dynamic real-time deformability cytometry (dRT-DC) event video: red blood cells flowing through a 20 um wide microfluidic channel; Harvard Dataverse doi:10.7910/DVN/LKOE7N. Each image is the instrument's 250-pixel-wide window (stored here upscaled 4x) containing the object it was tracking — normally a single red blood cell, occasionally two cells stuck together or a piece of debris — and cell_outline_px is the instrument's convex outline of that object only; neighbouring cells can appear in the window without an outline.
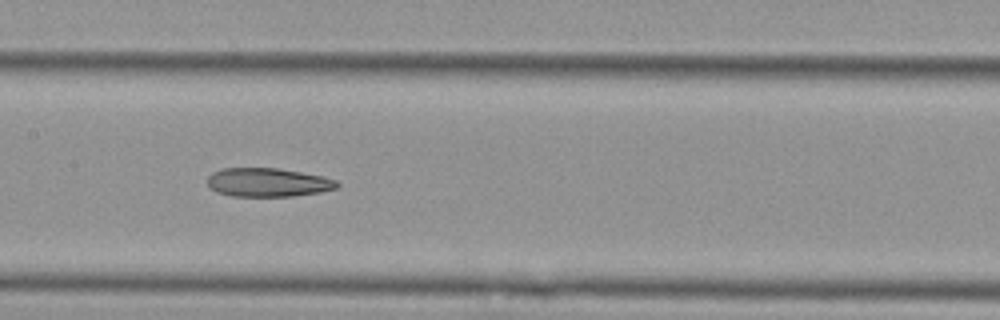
{"species": "Egyptian fruit bat (a non-hibernating species)", "species_latin": "Rousettus aegyptiacus", "temperature_condition": "cold", "stored_images_in_passage": 9, "camera_frame_rate_fps": 3000, "um_per_image_px": 0.085, "animal": {"sex": "female"}, "frame": {"image": 1, "passage_image": 6, "time_ms": 5.667, "image_size_px": [1000, 320], "cell_outline_px": [[340, 184], [336, 188], [320, 192], [292, 196], [232, 196], [216, 192], [208, 188], [208, 176], [212, 172], [220, 168], [276, 168], [324, 176], [336, 180]], "centroid_in_image_um": [22.74, 15.5], "position_along_channel_um": 184.7, "area_um2": 21.79}}
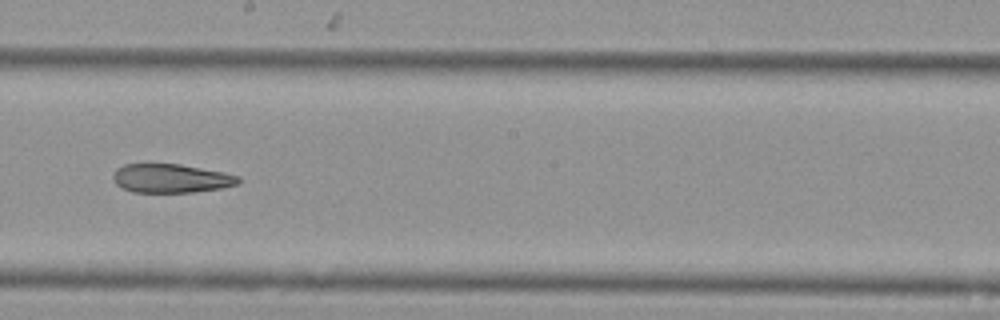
{"frame": {"image": 2, "passage_image": 7, "time_ms": 7.0, "image_size_px": [1000, 320], "cell_outline_px": [[240, 184], [220, 188], [192, 192], [132, 192], [120, 188], [112, 180], [112, 176], [116, 168], [124, 164], [180, 164], [224, 172], [240, 176]], "centroid_in_image_um": [14.51, 15.16], "position_along_channel_um": 233.7, "area_um2": 21.21}}
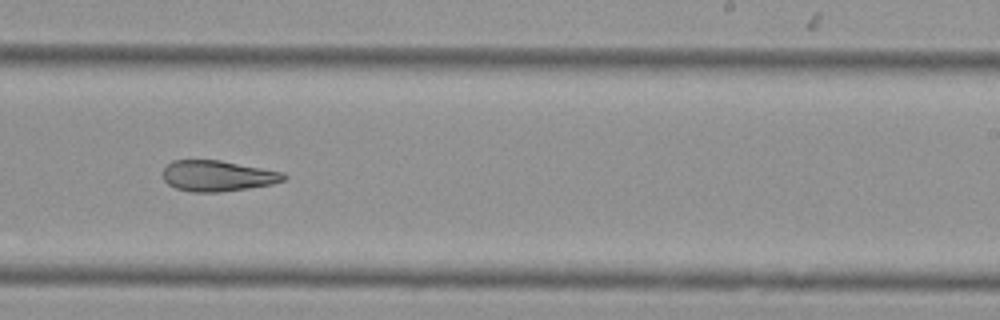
{"frame": {"image": 3, "passage_image": 8, "time_ms": 8.0, "image_size_px": [1000, 320], "cell_outline_px": [[288, 176], [284, 180], [272, 184], [248, 188], [220, 192], [192, 192], [176, 188], [168, 184], [164, 180], [164, 168], [172, 160], [220, 160], [284, 172]], "centroid_in_image_um": [18.51, 14.95], "position_along_channel_um": 270.5, "area_um2": 21.68}}